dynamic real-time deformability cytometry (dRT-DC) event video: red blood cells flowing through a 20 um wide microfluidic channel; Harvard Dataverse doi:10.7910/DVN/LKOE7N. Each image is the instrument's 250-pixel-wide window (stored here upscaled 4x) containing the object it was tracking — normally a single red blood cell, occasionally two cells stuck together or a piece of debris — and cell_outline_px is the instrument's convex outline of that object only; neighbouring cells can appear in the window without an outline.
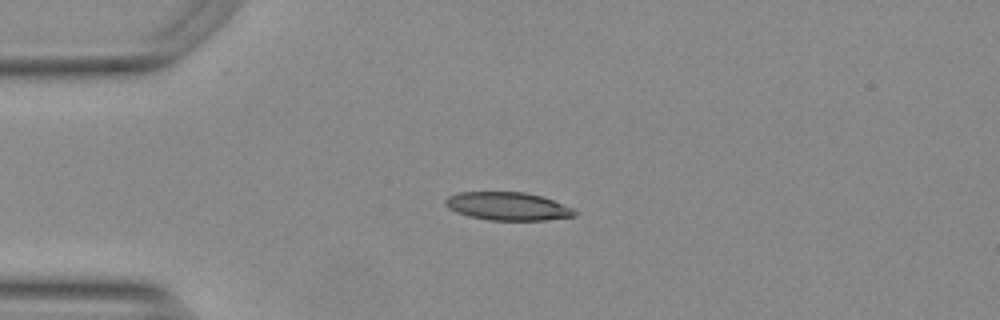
{"species": "Egyptian fruit bat (a non-hibernating species)", "species_latin": "Rousettus aegyptiacus", "temperature_condition": "warm", "stored_images_in_passage": 42, "camera_frame_rate_fps": 3000, "um_per_image_px": 0.085, "animal": {"sex": "female"}, "frame": {"image": 1, "passage_image": 1, "time_ms": 0.0, "image_size_px": [1000, 320], "cell_outline_px": [[576, 216], [544, 220], [488, 220], [468, 216], [456, 212], [448, 208], [444, 204], [444, 200], [448, 196], [460, 192], [524, 192], [540, 196], [552, 200], [572, 208], [576, 212]], "centroid_in_image_um": [43.11, 17.53], "position_along_channel_um": 41.9, "area_um2": 21.1}}
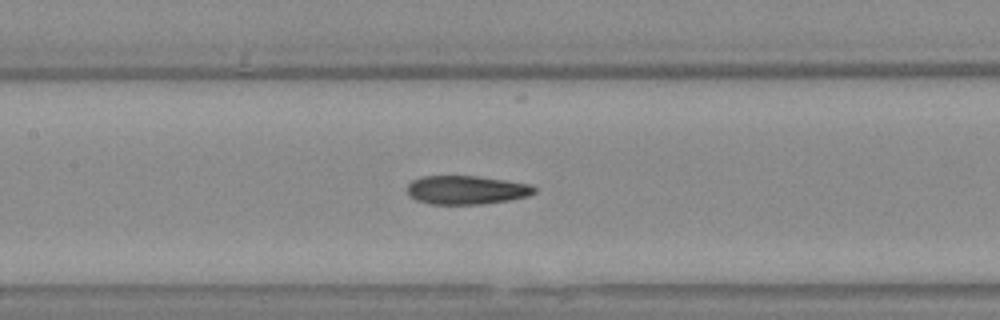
{"frame": {"image": 2, "passage_image": 13, "time_ms": 4.0, "image_size_px": [1000, 320], "cell_outline_px": [[536, 192], [528, 196], [508, 200], [480, 204], [428, 204], [416, 200], [408, 196], [408, 184], [412, 180], [420, 176], [476, 176], [504, 180], [528, 184], [536, 188]], "centroid_in_image_um": [39.6, 16.15], "position_along_channel_um": 167.8, "area_um2": 21.21}}
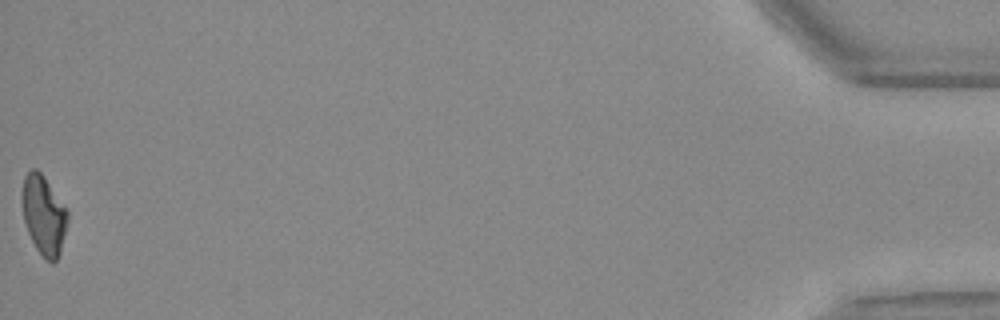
{"frame": {"image": 3, "passage_image": 42, "time_ms": 13.667, "image_size_px": [1000, 320], "cell_outline_px": [[68, 220], [60, 252], [56, 260], [52, 264], [44, 260], [36, 248], [28, 232], [24, 220], [24, 176], [32, 168], [36, 168], [44, 176], [68, 212]], "centroid_in_image_um": [3.74, 18.33], "position_along_channel_um": 431.5, "area_um2": 20.46}, "authors_computed_cell_mechanics": {"area_um2": 21.6461, "velocity_mm_per_s": 3.7798, "shape_relaxation_time_tau1_ms": null, "shape_relaxation_time_tau2_ms": 3.6769, "deformation_change_tau1": null, "deformation_change_tau2": 0.1193}}